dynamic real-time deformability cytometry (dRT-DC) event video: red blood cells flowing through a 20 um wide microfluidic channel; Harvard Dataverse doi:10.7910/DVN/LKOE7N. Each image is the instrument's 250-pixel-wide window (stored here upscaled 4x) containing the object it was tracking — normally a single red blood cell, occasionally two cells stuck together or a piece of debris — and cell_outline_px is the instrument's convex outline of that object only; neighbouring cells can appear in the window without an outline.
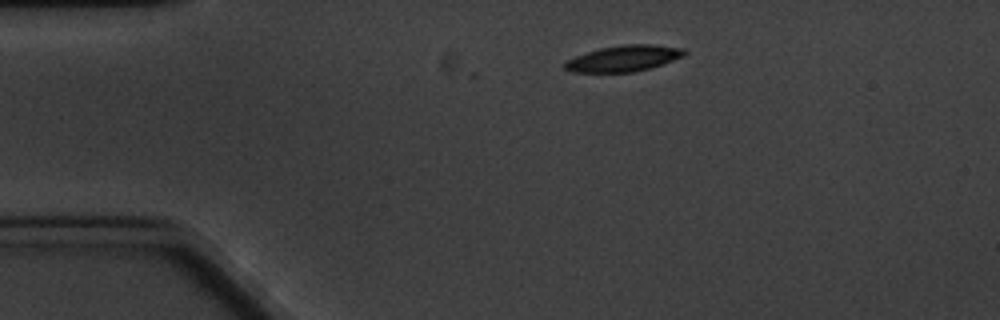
{"species": "common noctule bat (a hibernating species)", "species_latin": "Nyctalus noctula", "temperature_condition": "cold", "stored_images_in_passage": 2, "camera_frame_rate_fps": 3000, "um_per_image_px": 0.085, "animal": {"sex": "male", "body_mass_g": 20.1, "forearm_length_mm": 53.5}, "frame": {"image": 1, "passage_image": 1, "time_ms": 0.0, "image_size_px": [1000, 320], "cell_outline_px": [[688, 52], [684, 56], [652, 68], [632, 72], [572, 72], [564, 68], [564, 64], [568, 60], [576, 56], [600, 48], [620, 44], [656, 44], [684, 48]], "centroid_in_image_um": [53.08, 4.95], "position_along_channel_um": 31.9, "area_um2": 18.26}}